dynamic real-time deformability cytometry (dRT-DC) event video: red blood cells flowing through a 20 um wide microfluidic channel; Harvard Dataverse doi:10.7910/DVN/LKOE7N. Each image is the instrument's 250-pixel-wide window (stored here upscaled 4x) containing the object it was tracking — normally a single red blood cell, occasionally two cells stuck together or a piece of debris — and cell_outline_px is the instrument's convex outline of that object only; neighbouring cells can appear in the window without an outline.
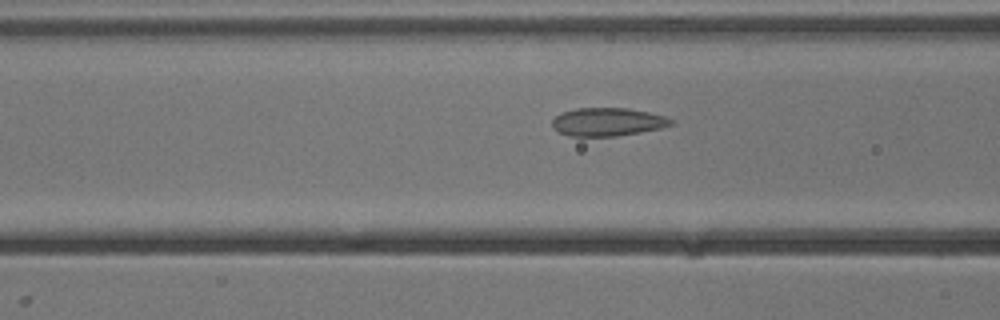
{"species": "common noctule bat (a hibernating species)", "species_latin": "Nyctalus noctula", "temperature_condition": "cold", "stored_images_in_passage": 36, "camera_frame_rate_fps": 3000, "um_per_image_px": 0.085, "animal": {"sex": "male", "body_mass_g": 13.3}, "frame": {"image": 1, "passage_image": 9, "time_ms": 2.667, "image_size_px": [1000, 320], "cell_outline_px": [[676, 124], [660, 128], [640, 132], [616, 136], [572, 136], [560, 132], [552, 128], [552, 120], [560, 112], [576, 108], [628, 108], [648, 112], [664, 116], [672, 120]], "centroid_in_image_um": [51.64, 10.35], "position_along_channel_um": 115.0, "area_um2": 19.54}}
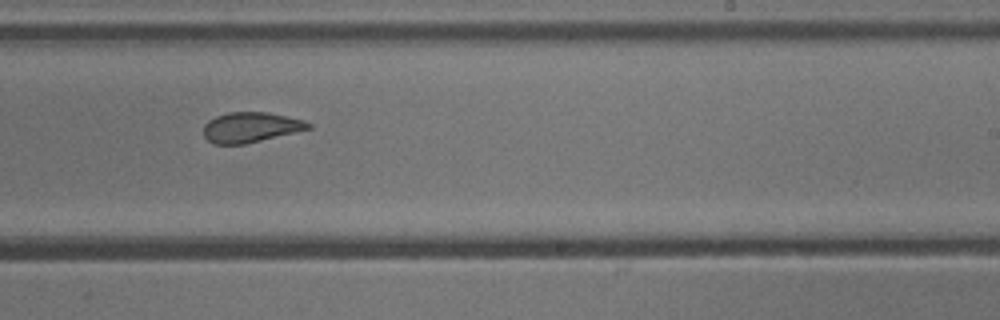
{"frame": {"image": 2, "passage_image": 21, "time_ms": 6.667, "image_size_px": [1000, 320], "cell_outline_px": [[312, 128], [244, 144], [212, 144], [204, 136], [204, 124], [208, 120], [216, 116], [228, 112], [268, 112], [304, 120], [312, 124]], "centroid_in_image_um": [21.29, 10.81], "position_along_channel_um": 267.7, "area_um2": 18.38}}
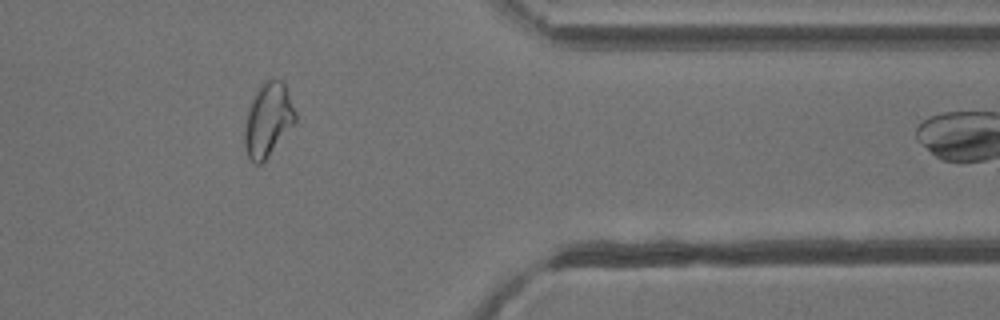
{"frame": {"image": 3, "passage_image": 32, "time_ms": 10.333, "image_size_px": [1000, 320], "cell_outline_px": [[296, 120], [268, 156], [260, 164], [256, 164], [248, 156], [244, 144], [244, 132], [248, 108], [256, 88], [264, 80], [280, 80], [284, 84], [288, 92], [296, 112]], "centroid_in_image_um": [22.76, 10.14], "position_along_channel_um": 388.6, "area_um2": 21.44}, "authors_computed_cell_mechanics": {"area_um2": 19.4208, "velocity_mm_per_s": 3.8187, "shape_relaxation_time_tau1_ms": null, "shape_relaxation_time_tau2_ms": 1.6123, "deformation_change_tau1": null, "deformation_change_tau2": 0.0868}}